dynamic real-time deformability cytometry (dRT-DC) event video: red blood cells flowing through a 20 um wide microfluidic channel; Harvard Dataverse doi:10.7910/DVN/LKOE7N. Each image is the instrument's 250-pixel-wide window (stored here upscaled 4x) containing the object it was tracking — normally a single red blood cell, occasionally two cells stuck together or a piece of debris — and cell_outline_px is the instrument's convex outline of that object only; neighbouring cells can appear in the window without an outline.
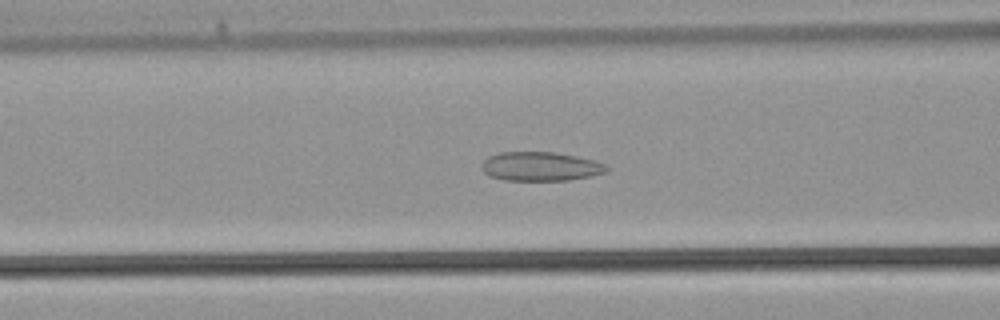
{"species": "common noctule bat (a hibernating species)", "species_latin": "Nyctalus noctula", "temperature_condition": "warm", "stored_images_in_passage": 32, "camera_frame_rate_fps": 3000, "um_per_image_px": 0.085, "animal": {"sex": "male", "body_mass_g": 21.5, "forearm_length_mm": 52.0}, "frame": {"image": 1, "passage_image": 8, "time_ms": 2.333, "image_size_px": [1000, 320], "cell_outline_px": [[608, 172], [592, 176], [568, 180], [504, 180], [488, 176], [484, 172], [484, 160], [488, 156], [500, 152], [552, 152], [576, 156], [596, 160], [604, 164], [608, 168]], "centroid_in_image_um": [45.98, 14.15], "position_along_channel_um": 120.6, "area_um2": 21.1}}
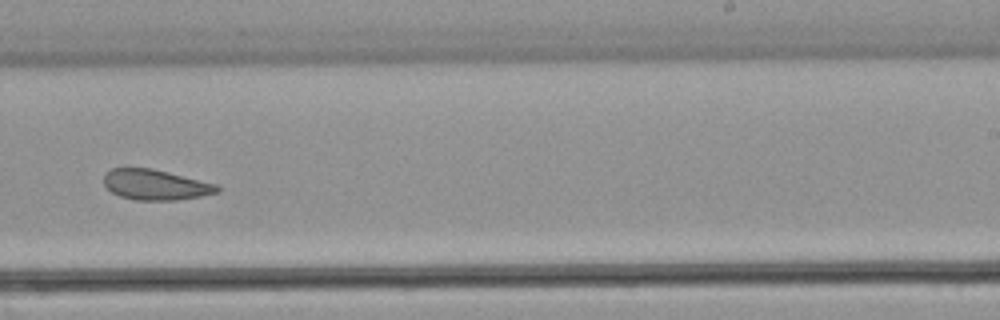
{"frame": {"image": 2, "passage_image": 17, "time_ms": 5.333, "image_size_px": [1000, 320], "cell_outline_px": [[220, 192], [200, 196], [176, 200], [136, 200], [120, 196], [112, 192], [104, 184], [104, 176], [112, 168], [152, 168], [216, 184], [220, 188]], "centroid_in_image_um": [13.22, 15.71], "position_along_channel_um": 275.8, "area_um2": 19.88}}
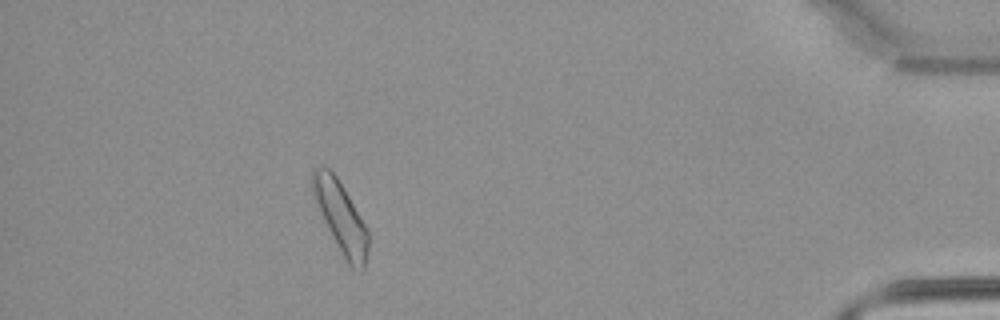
{"frame": {"image": 3, "passage_image": 28, "time_ms": 9.0, "image_size_px": [1000, 320], "cell_outline_px": [[368, 248], [364, 272], [360, 272], [352, 268], [348, 264], [336, 244], [320, 212], [312, 192], [312, 168], [328, 168], [336, 176], [348, 196], [364, 224], [368, 232]], "centroid_in_image_um": [28.97, 18.51], "position_along_channel_um": 406.2, "area_um2": 22.37}}